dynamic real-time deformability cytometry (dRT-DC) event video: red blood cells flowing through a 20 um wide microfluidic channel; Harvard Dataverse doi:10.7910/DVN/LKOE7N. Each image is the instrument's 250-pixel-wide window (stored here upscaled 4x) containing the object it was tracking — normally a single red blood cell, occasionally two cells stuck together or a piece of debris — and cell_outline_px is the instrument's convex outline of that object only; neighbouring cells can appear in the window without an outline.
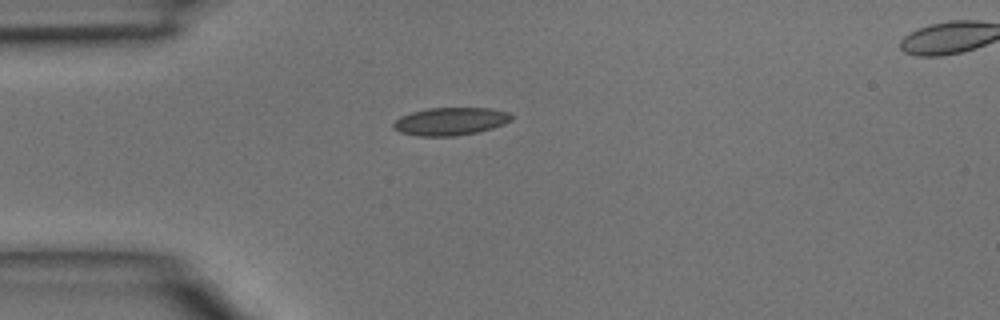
{"species": "common noctule bat (a hibernating species)", "species_latin": "Nyctalus noctula", "temperature_condition": "room temperature", "stored_images_in_passage": 2, "camera_frame_rate_fps": 3000, "um_per_image_px": 0.085, "animal": {"sex": "male", "body_mass_g": 15.6}, "frame": {"image": 1, "passage_image": 1, "time_ms": 0.0, "image_size_px": [1000, 320], "cell_outline_px": [[512, 120], [504, 124], [492, 128], [476, 132], [456, 136], [416, 136], [400, 132], [392, 128], [392, 124], [400, 116], [412, 112], [428, 108], [492, 108], [508, 112], [512, 116]], "centroid_in_image_um": [38.27, 10.31], "position_along_channel_um": 46.7, "area_um2": 19.19}}